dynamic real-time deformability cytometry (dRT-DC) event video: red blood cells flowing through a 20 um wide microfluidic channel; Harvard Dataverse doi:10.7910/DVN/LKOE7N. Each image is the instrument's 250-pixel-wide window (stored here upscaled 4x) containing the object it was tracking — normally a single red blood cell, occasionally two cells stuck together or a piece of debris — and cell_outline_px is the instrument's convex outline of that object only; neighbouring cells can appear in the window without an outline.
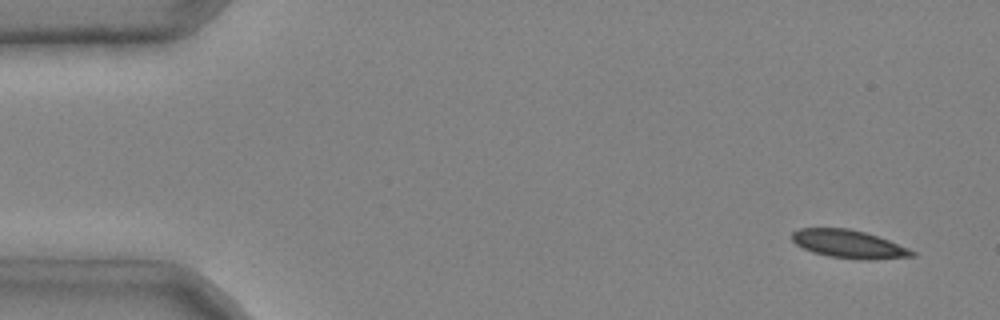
{"species": "common noctule bat (a hibernating species)", "species_latin": "Nyctalus noctula", "temperature_condition": "cold", "stored_images_in_passage": 3, "camera_frame_rate_fps": 3000, "um_per_image_px": 0.085, "animal": {"sex": "male", "body_mass_g": 20.4}, "frame": {"image": 1, "passage_image": 1, "time_ms": 0.0, "image_size_px": [1000, 320], "cell_outline_px": [[916, 256], [872, 260], [860, 260], [828, 256], [812, 252], [796, 244], [792, 240], [792, 232], [800, 228], [848, 228], [864, 232], [888, 240], [908, 248], [916, 252]], "centroid_in_image_um": [72.15, 20.76], "position_along_channel_um": 12.9, "area_um2": 19.65}}
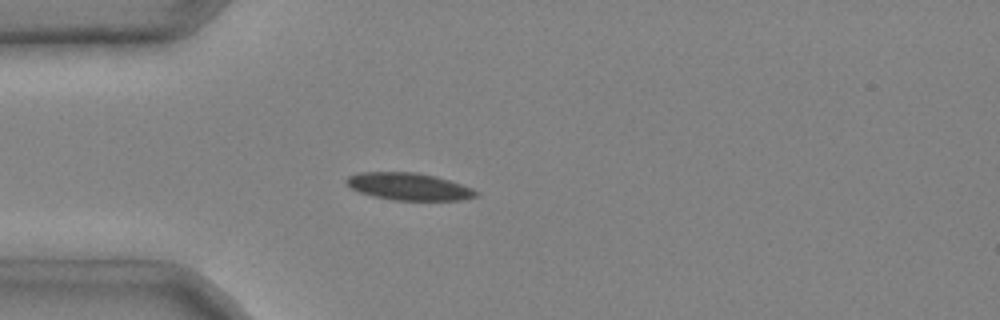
{"frame": {"image": 2, "passage_image": 3, "time_ms": 0.667, "image_size_px": [1000, 320], "cell_outline_px": [[480, 192], [476, 196], [460, 200], [392, 200], [372, 196], [360, 192], [352, 188], [344, 180], [348, 176], [360, 172], [416, 172], [436, 176], [472, 188]], "centroid_in_image_um": [34.74, 15.85], "position_along_channel_um": 50.3, "area_um2": 20.52}}